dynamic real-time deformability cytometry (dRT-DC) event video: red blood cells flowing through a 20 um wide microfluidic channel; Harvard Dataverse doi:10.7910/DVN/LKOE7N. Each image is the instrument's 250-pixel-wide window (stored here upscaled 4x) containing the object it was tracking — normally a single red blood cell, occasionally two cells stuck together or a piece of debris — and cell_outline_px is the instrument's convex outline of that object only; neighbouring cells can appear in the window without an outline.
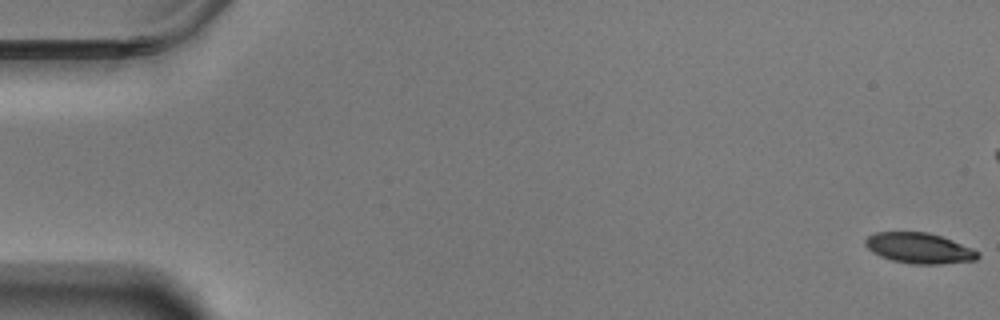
{"species": "Egyptian fruit bat (a non-hibernating species)", "species_latin": "Rousettus aegyptiacus", "temperature_condition": "warm", "stored_images_in_passage": 60, "camera_frame_rate_fps": 3000, "um_per_image_px": 0.085, "animal": {"sex": "male"}, "frame": {"image": 1, "passage_image": 1, "time_ms": 0.0, "image_size_px": [1000, 320], "cell_outline_px": [[980, 256], [976, 260], [940, 264], [912, 264], [892, 260], [880, 256], [872, 252], [864, 244], [864, 240], [868, 236], [876, 232], [928, 232], [952, 240], [972, 248], [980, 252]], "centroid_in_image_um": [78.13, 21.09], "position_along_channel_um": 6.9, "area_um2": 20.06}}
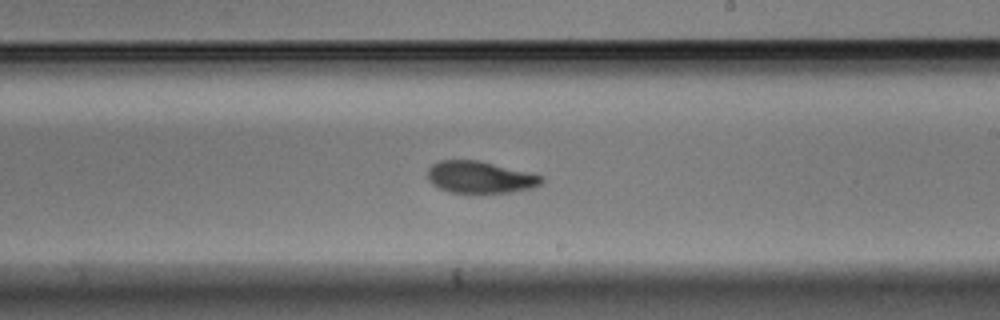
{"frame": {"image": 2, "passage_image": 35, "time_ms": 11.333, "image_size_px": [1000, 320], "cell_outline_px": [[544, 184], [532, 188], [512, 192], [448, 192], [432, 184], [428, 180], [428, 168], [432, 164], [440, 160], [480, 160], [544, 176]], "centroid_in_image_um": [40.83, 15.05], "position_along_channel_um": 248.2, "area_um2": 21.27}}
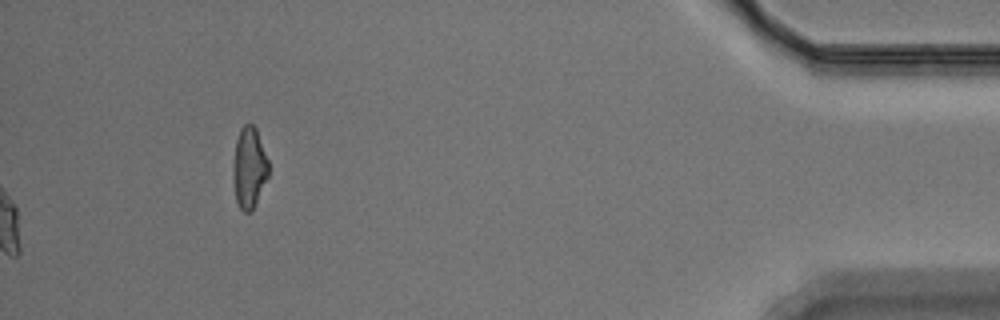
{"frame": {"image": 3, "passage_image": 60, "time_ms": 19.667, "image_size_px": [1000, 320], "cell_outline_px": [[268, 176], [252, 212], [244, 212], [240, 208], [236, 200], [232, 180], [232, 164], [236, 140], [240, 128], [244, 124], [252, 124], [256, 128], [268, 160]], "centroid_in_image_um": [21.15, 14.26], "position_along_channel_um": 414.0, "area_um2": 16.94}, "authors_computed_cell_mechanics": {"area_um2": 21.2993, "velocity_mm_per_s": 3.4983, "shape_relaxation_time_tau1_ms": 6.1678, "shape_relaxation_time_tau2_ms": 4.0979, "deformation_change_tau1": 0.191, "deformation_change_tau2": 0.0863}}